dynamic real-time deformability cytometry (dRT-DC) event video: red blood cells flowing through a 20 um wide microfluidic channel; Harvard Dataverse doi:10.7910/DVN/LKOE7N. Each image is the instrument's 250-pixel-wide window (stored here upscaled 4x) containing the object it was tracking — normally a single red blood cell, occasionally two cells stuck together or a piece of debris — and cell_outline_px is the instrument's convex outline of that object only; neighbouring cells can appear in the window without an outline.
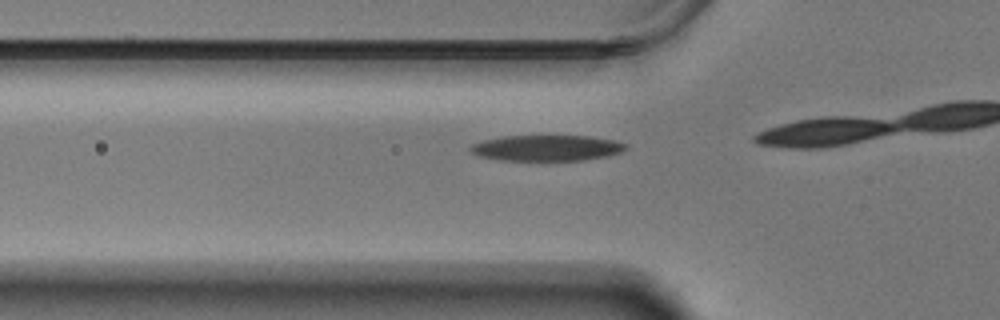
{"species": "Egyptian fruit bat (a non-hibernating species)", "species_latin": "Rousettus aegyptiacus", "temperature_condition": "warm", "stored_images_in_passage": 18, "camera_frame_rate_fps": 3000, "um_per_image_px": 0.085, "animal": {"sex": "male"}, "frame": {"image": 1, "passage_image": 16, "time_ms": 5.0, "image_size_px": [1000, 320], "cell_outline_px": [[628, 148], [620, 152], [608, 156], [584, 160], [500, 160], [476, 156], [468, 148], [472, 144], [484, 140], [504, 136], [588, 136], [616, 140], [628, 144]], "centroid_in_image_um": [46.49, 12.58], "position_along_channel_um": 79.3, "area_um2": 23.47}}